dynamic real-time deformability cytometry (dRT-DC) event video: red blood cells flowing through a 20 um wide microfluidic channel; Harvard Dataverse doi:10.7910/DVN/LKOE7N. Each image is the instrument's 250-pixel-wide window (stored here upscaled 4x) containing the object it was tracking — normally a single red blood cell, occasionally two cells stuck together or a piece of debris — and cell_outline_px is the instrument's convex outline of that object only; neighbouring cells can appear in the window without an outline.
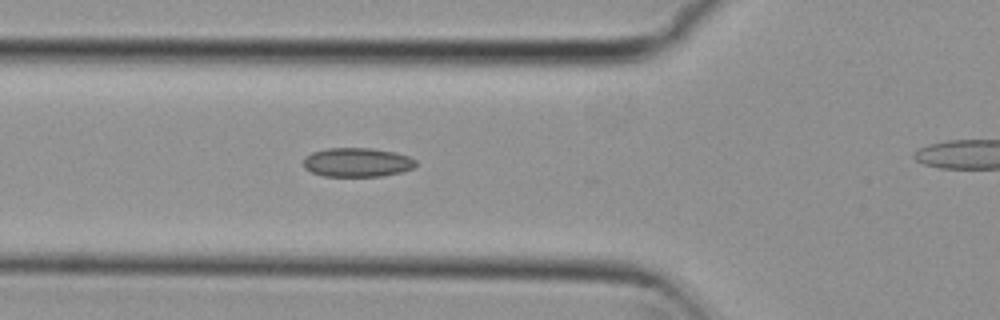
{"species": "common noctule bat (a hibernating species)", "species_latin": "Nyctalus noctula", "temperature_condition": "cold", "stored_images_in_passage": 7, "segment_of_instrument_passage": [1, 2], "camera_frame_rate_fps": 3000, "um_per_image_px": 0.085, "animal": {"sex": "female", "body_mass_g": 29.2, "forearm_length_mm": 56.3}, "frame": {"image": 1, "passage_image": 6, "time_ms": 1.667, "image_size_px": [1000, 320], "cell_outline_px": [[416, 164], [412, 168], [404, 172], [384, 176], [324, 176], [312, 172], [304, 168], [304, 156], [312, 152], [324, 148], [372, 148], [396, 152], [408, 156], [416, 160]], "centroid_in_image_um": [30.36, 13.79], "position_along_channel_um": 95.4, "area_um2": 19.25}}